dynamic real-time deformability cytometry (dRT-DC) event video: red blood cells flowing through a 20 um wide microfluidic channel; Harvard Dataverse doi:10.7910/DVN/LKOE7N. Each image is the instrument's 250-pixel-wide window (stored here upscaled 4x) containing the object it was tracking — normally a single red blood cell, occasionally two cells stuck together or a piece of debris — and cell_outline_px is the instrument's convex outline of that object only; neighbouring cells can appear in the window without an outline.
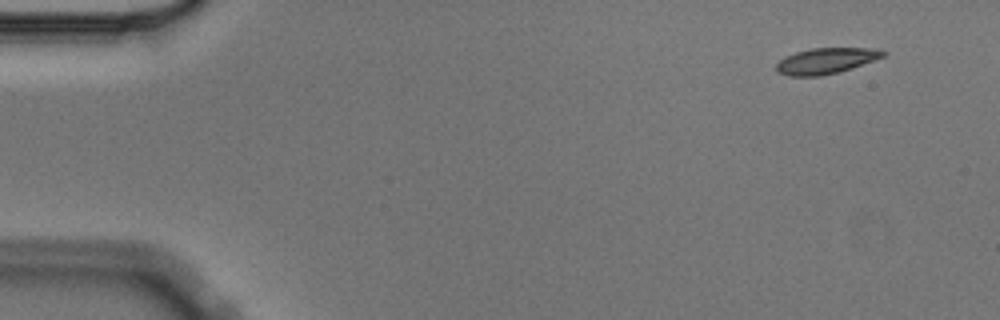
{"species": "Egyptian fruit bat (a non-hibernating species)", "species_latin": "Rousettus aegyptiacus", "temperature_condition": "cold", "stored_images_in_passage": 5, "camera_frame_rate_fps": 3000, "um_per_image_px": 0.085, "animal": {"sex": "male"}, "frame": {"image": 1, "passage_image": 1, "time_ms": 0.0, "image_size_px": [1000, 320], "cell_outline_px": [[888, 52], [884, 56], [852, 68], [840, 72], [820, 76], [788, 76], [776, 72], [776, 64], [784, 56], [796, 52], [812, 48], [880, 48]], "centroid_in_image_um": [70.21, 5.17], "position_along_channel_um": 14.8, "area_um2": 16.24}}
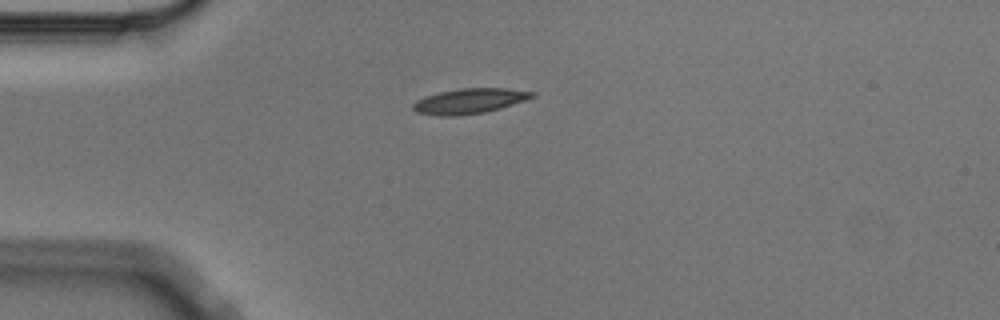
{"frame": {"image": 2, "passage_image": 4, "time_ms": 1.0, "image_size_px": [1000, 320], "cell_outline_px": [[536, 96], [500, 108], [484, 112], [456, 116], [436, 116], [416, 112], [412, 108], [412, 104], [416, 100], [424, 96], [440, 92], [460, 88], [508, 88], [536, 92]], "centroid_in_image_um": [39.87, 8.58], "position_along_channel_um": 45.1, "area_um2": 17.51}}